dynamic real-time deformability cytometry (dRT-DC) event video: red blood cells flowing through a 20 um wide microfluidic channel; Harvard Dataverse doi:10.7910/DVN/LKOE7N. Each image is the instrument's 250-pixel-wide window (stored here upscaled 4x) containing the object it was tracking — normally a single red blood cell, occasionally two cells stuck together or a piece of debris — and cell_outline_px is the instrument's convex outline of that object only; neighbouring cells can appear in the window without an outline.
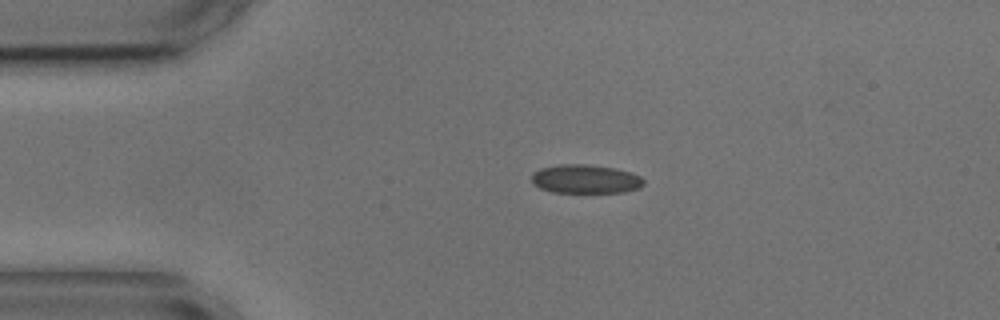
{"species": "common noctule bat (a hibernating species)", "species_latin": "Nyctalus noctula", "temperature_condition": "cold", "stored_images_in_passage": 2, "camera_frame_rate_fps": 3000, "um_per_image_px": 0.085, "animal": {"sex": "male", "body_mass_g": 17.9, "forearm_length_mm": 54.2}, "frame": {"image": 1, "passage_image": 1, "time_ms": 0.0, "image_size_px": [1000, 320], "cell_outline_px": [[644, 184], [640, 188], [624, 192], [552, 192], [540, 188], [532, 184], [532, 172], [540, 168], [560, 164], [584, 164], [616, 168], [632, 172], [640, 176], [644, 180]], "centroid_in_image_um": [49.77, 15.21], "position_along_channel_um": 35.2, "area_um2": 18.96}}